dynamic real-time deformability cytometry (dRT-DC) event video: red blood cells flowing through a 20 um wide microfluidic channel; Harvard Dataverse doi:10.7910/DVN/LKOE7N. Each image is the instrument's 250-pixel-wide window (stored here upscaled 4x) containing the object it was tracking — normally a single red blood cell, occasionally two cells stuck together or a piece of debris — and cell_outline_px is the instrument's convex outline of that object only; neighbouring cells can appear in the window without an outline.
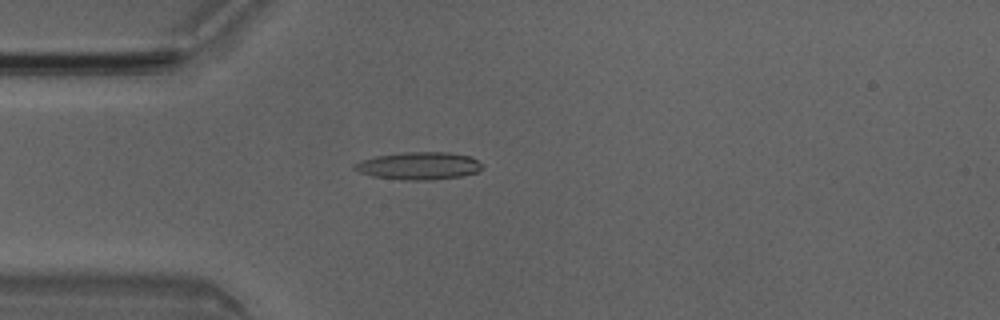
{"species": "Egyptian fruit bat (a non-hibernating species)", "species_latin": "Rousettus aegyptiacus", "temperature_condition": "room temperature", "stored_images_in_passage": 50, "camera_frame_rate_fps": 3000, "um_per_image_px": 0.085, "animal": {"sex": "male"}, "frame": {"image": 1, "passage_image": 13, "time_ms": 4.0, "image_size_px": [1000, 320], "cell_outline_px": [[484, 164], [476, 172], [460, 176], [432, 180], [400, 180], [372, 176], [360, 172], [352, 168], [352, 164], [360, 160], [376, 156], [404, 152], [448, 152], [468, 156]], "centroid_in_image_um": [35.54, 14.1], "position_along_channel_um": 49.5, "area_um2": 20.52}}
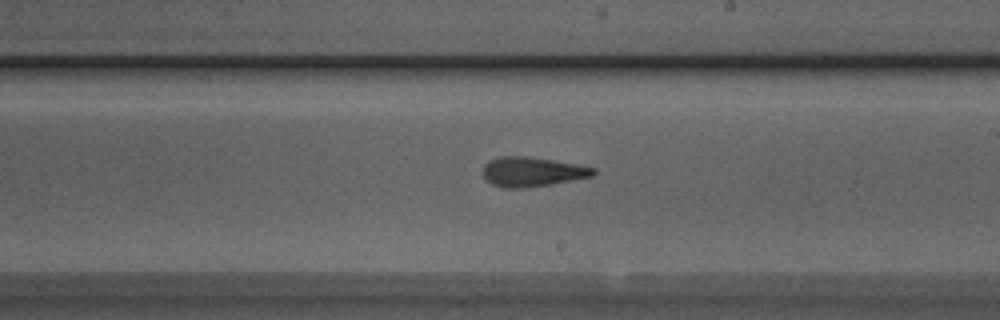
{"frame": {"image": 2, "passage_image": 28, "time_ms": 9.0, "image_size_px": [1000, 320], "cell_outline_px": [[596, 172], [592, 176], [548, 184], [524, 188], [500, 188], [484, 180], [484, 164], [488, 160], [500, 156], [528, 156], [576, 164], [596, 168]], "centroid_in_image_um": [45.18, 14.6], "position_along_channel_um": 243.8, "area_um2": 18.96}}
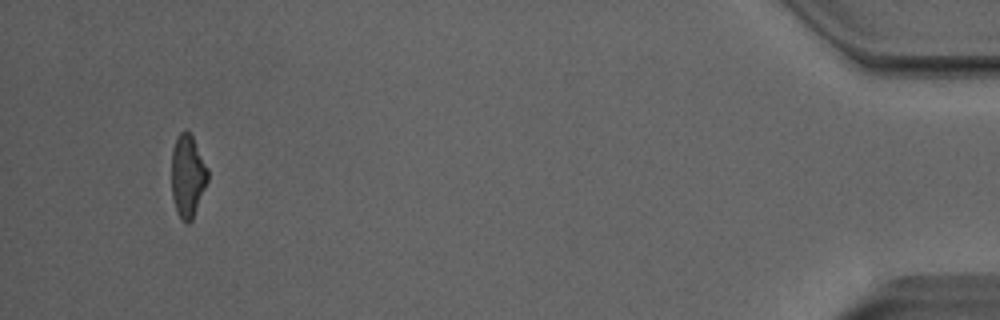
{"frame": {"image": 3, "passage_image": 47, "time_ms": 15.333, "image_size_px": [1000, 320], "cell_outline_px": [[208, 180], [192, 220], [188, 224], [180, 220], [176, 212], [172, 196], [172, 148], [180, 132], [184, 128], [192, 136], [208, 168]], "centroid_in_image_um": [15.94, 14.98], "position_along_channel_um": 419.3, "area_um2": 17.46}, "authors_computed_cell_mechanics": {"area_um2": 18.9006, "velocity_mm_per_s": 4.0879, "shape_relaxation_time_tau1_ms": 8.0762, "shape_relaxation_time_tau2_ms": 4.2485, "deformation_change_tau1": 0.2662, "deformation_change_tau2": 0.1455}}